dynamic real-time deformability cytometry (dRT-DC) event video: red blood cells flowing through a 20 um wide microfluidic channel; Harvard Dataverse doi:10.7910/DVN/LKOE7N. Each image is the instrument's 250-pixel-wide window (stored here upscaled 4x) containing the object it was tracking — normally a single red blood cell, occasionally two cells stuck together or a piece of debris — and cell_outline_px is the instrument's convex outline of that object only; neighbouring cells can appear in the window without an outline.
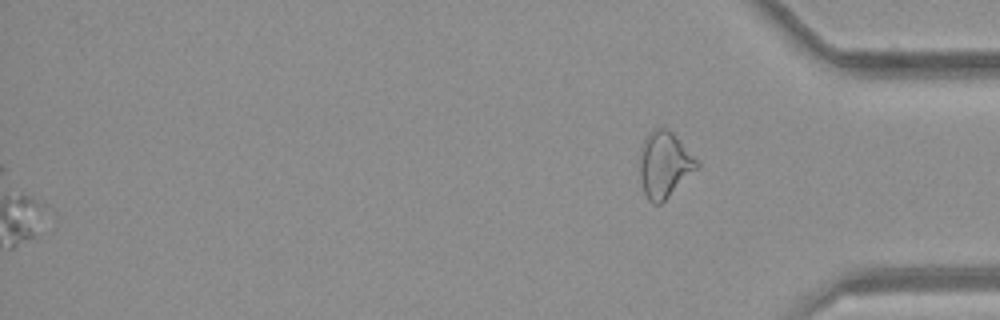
{"species": "common noctule bat (a hibernating species)", "species_latin": "Nyctalus noctula", "temperature_condition": "room temperature", "stored_images_in_passage": 51, "segment_of_instrument_passage": [2, 2], "camera_frame_rate_fps": 3000, "um_per_image_px": 0.085, "animal": {"sex": "female", "body_mass_g": 21.9}, "frame": {"image": 1, "passage_image": 51, "time_ms": 16.667, "image_size_px": [1000, 320], "cell_outline_px": [[700, 168], [660, 204], [652, 204], [648, 200], [644, 192], [640, 180], [640, 152], [644, 140], [648, 132], [652, 128], [668, 128], [700, 160]], "centroid_in_image_um": [56.51, 13.98], "position_along_channel_um": 378.7, "area_um2": 22.43}}